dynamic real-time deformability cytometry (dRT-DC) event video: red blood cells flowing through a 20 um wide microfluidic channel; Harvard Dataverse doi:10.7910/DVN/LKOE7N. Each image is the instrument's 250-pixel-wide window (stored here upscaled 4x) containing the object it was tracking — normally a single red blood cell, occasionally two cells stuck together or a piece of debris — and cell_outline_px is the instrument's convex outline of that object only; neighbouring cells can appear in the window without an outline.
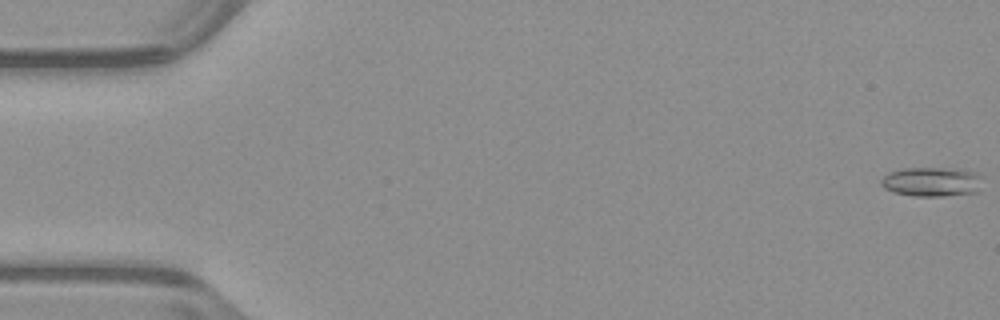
{"species": "common noctule bat (a hibernating species)", "species_latin": "Nyctalus noctula", "temperature_condition": "warm", "stored_images_in_passage": 51, "camera_frame_rate_fps": 3000, "um_per_image_px": 0.085, "animal": {"sex": "male", "body_mass_g": 23.1, "forearm_length_mm": 52.7}, "frame": {"image": 1, "passage_image": 1, "time_ms": 0.0, "image_size_px": [1000, 320], "cell_outline_px": [[980, 176], [976, 192], [940, 196], [912, 196], [892, 192], [884, 188], [880, 184], [880, 180], [888, 172], [900, 168], [952, 168], [976, 172]], "centroid_in_image_um": [79.1, 15.44], "position_along_channel_um": 5.9, "area_um2": 17.28}}
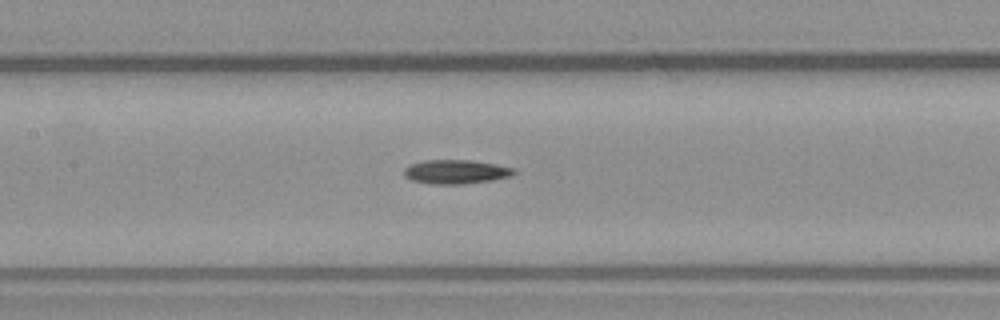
{"frame": {"image": 2, "passage_image": 25, "time_ms": 8.0, "image_size_px": [1000, 320], "cell_outline_px": [[516, 172], [508, 176], [492, 180], [464, 184], [428, 184], [412, 180], [404, 176], [404, 168], [408, 164], [424, 160], [472, 160], [496, 164], [516, 168]], "centroid_in_image_um": [38.72, 14.59], "position_along_channel_um": 168.7, "area_um2": 15.55}}
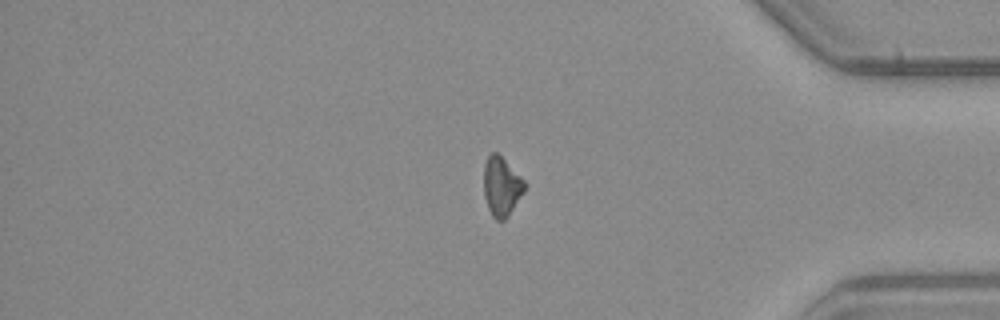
{"frame": {"image": 3, "passage_image": 44, "time_ms": 14.333, "image_size_px": [1000, 320], "cell_outline_px": [[524, 192], [508, 216], [504, 220], [496, 220], [492, 216], [488, 208], [484, 196], [484, 164], [488, 156], [492, 152], [496, 152], [524, 180]], "centroid_in_image_um": [42.61, 15.87], "position_along_channel_um": 392.6, "area_um2": 13.81}}